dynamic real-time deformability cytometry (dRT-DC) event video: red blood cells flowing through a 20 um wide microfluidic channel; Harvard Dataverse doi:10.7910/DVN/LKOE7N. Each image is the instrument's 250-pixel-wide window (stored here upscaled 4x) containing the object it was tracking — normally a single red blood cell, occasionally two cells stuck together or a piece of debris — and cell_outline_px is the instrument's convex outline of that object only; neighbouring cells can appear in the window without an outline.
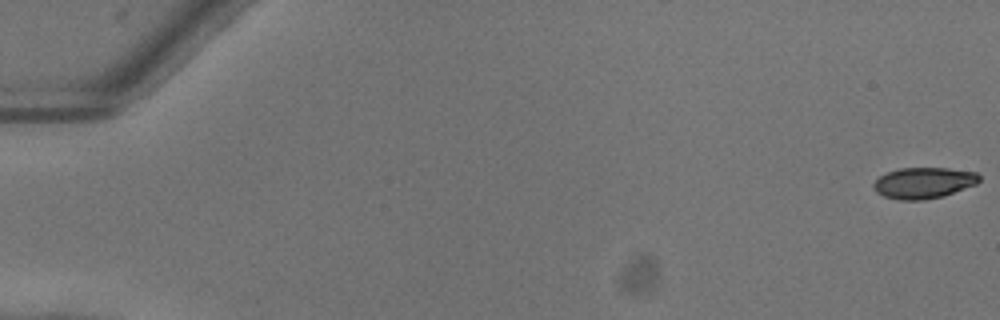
{"species": "common noctule bat (a hibernating species)", "species_latin": "Nyctalus noctula", "temperature_condition": "warm", "stored_images_in_passage": 35, "camera_frame_rate_fps": 3000, "um_per_image_px": 0.085, "animal": {"sex": "female"}, "frame": {"image": 1, "passage_image": 1, "time_ms": 0.0, "image_size_px": [1000, 320], "cell_outline_px": [[980, 180], [976, 184], [944, 196], [924, 200], [900, 200], [884, 196], [876, 192], [872, 184], [880, 176], [888, 172], [900, 168], [948, 168], [976, 172], [980, 176]], "centroid_in_image_um": [78.52, 15.55], "position_along_channel_um": 6.5, "area_um2": 19.13}}
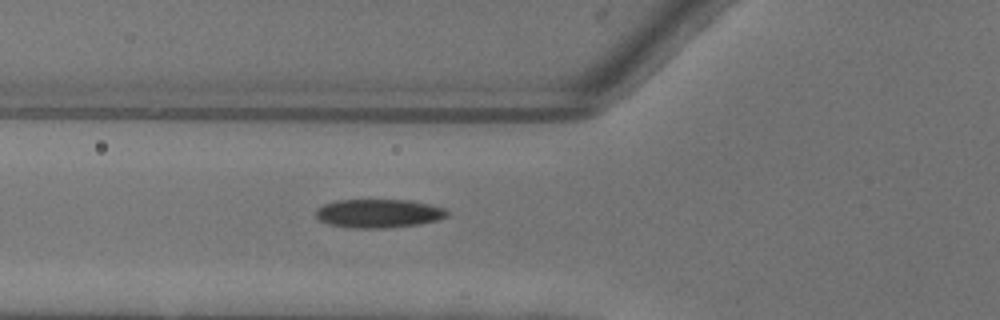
{"frame": {"image": 2, "passage_image": 21, "time_ms": 6.667, "image_size_px": [1000, 320], "cell_outline_px": [[448, 216], [440, 220], [420, 224], [388, 228], [352, 228], [328, 224], [320, 220], [316, 216], [316, 208], [324, 204], [336, 200], [408, 200], [428, 204], [444, 208], [448, 212]], "centroid_in_image_um": [32.19, 18.15], "position_along_channel_um": 93.6, "area_um2": 22.02}}
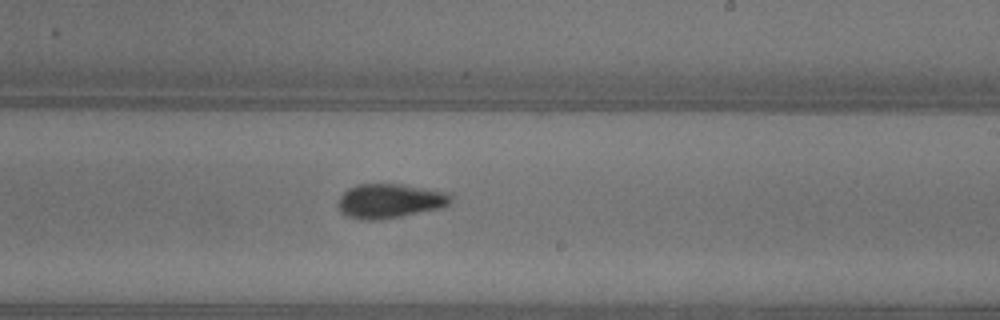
{"frame": {"image": 3, "passage_image": 33, "time_ms": 10.667, "image_size_px": [1000, 320], "cell_outline_px": [[456, 196], [444, 208], [380, 220], [360, 220], [348, 216], [340, 208], [340, 196], [348, 188], [356, 184], [400, 184], [452, 192]], "centroid_in_image_um": [33.24, 17.07], "position_along_channel_um": 255.8, "area_um2": 22.83}}